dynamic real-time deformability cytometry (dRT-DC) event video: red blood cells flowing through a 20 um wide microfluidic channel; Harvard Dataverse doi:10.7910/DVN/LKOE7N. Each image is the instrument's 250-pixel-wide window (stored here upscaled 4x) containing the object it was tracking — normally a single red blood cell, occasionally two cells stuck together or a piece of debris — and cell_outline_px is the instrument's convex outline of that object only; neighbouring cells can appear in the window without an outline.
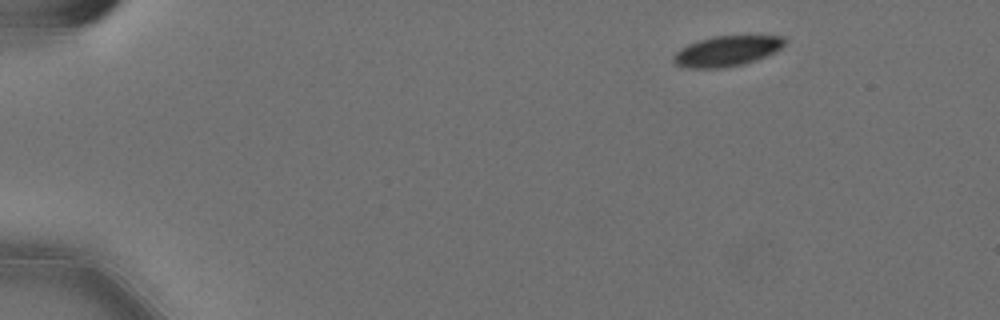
{"species": "Egyptian fruit bat (a non-hibernating species)", "species_latin": "Rousettus aegyptiacus", "temperature_condition": "cold", "stored_images_in_passage": 12, "camera_frame_rate_fps": 3000, "um_per_image_px": 0.085, "animal": {"sex": "female"}, "frame": {"image": 1, "passage_image": 3, "time_ms": 0.667, "image_size_px": [1000, 320], "cell_outline_px": [[784, 44], [776, 52], [756, 60], [744, 64], [724, 68], [688, 68], [676, 64], [672, 60], [672, 56], [680, 48], [688, 44], [712, 36], [784, 36]], "centroid_in_image_um": [61.76, 4.35], "position_along_channel_um": 23.2, "area_um2": 19.65}}